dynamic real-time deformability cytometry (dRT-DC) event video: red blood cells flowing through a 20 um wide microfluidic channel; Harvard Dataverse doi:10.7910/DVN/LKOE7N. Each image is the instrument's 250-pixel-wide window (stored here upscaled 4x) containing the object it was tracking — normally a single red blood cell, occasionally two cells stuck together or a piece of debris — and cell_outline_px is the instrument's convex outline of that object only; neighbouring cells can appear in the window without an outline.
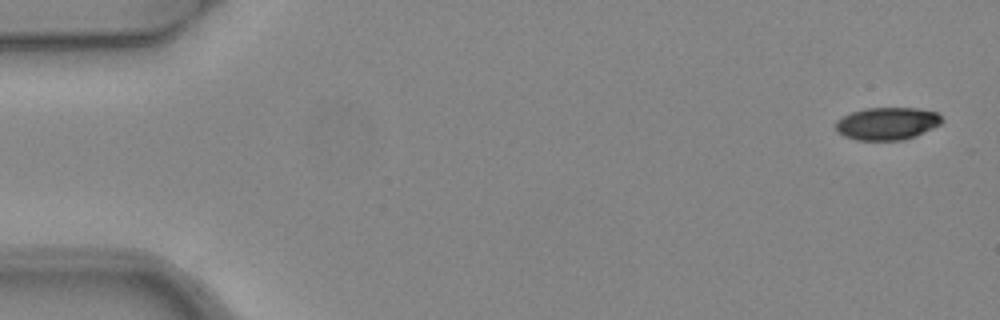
{"species": "common noctule bat (a hibernating species)", "species_latin": "Nyctalus noctula", "temperature_condition": "warm", "stored_images_in_passage": 5, "camera_frame_rate_fps": 3000, "um_per_image_px": 0.085, "animal": {"sex": "female", "body_mass_g": 24.6, "forearm_length_mm": 56.2}, "frame": {"image": 1, "passage_image": 1, "time_ms": 0.0, "image_size_px": [1000, 320], "cell_outline_px": [[944, 120], [940, 124], [916, 136], [904, 140], [856, 140], [844, 136], [836, 132], [836, 120], [852, 112], [864, 108], [916, 108], [936, 112]], "centroid_in_image_um": [75.39, 10.51], "position_along_channel_um": 9.6, "area_um2": 20.17}}
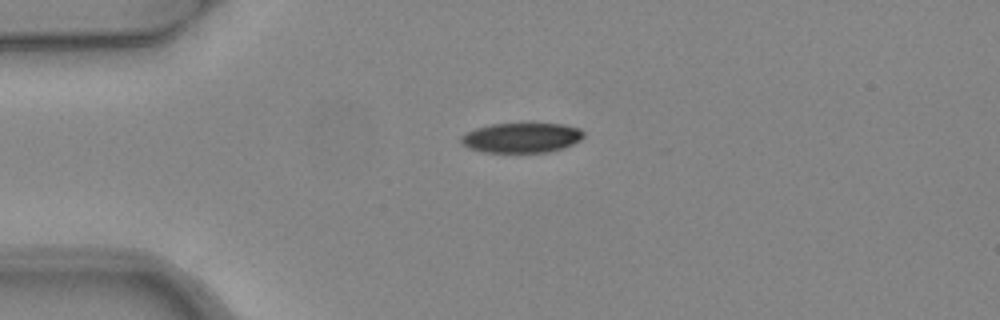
{"frame": {"image": 2, "passage_image": 4, "time_ms": 1.0, "image_size_px": [1000, 320], "cell_outline_px": [[584, 136], [580, 140], [564, 148], [548, 152], [484, 152], [468, 148], [460, 144], [460, 136], [476, 128], [492, 124], [564, 124], [580, 128], [584, 132]], "centroid_in_image_um": [44.33, 11.71], "position_along_channel_um": 40.7, "area_um2": 21.39}}